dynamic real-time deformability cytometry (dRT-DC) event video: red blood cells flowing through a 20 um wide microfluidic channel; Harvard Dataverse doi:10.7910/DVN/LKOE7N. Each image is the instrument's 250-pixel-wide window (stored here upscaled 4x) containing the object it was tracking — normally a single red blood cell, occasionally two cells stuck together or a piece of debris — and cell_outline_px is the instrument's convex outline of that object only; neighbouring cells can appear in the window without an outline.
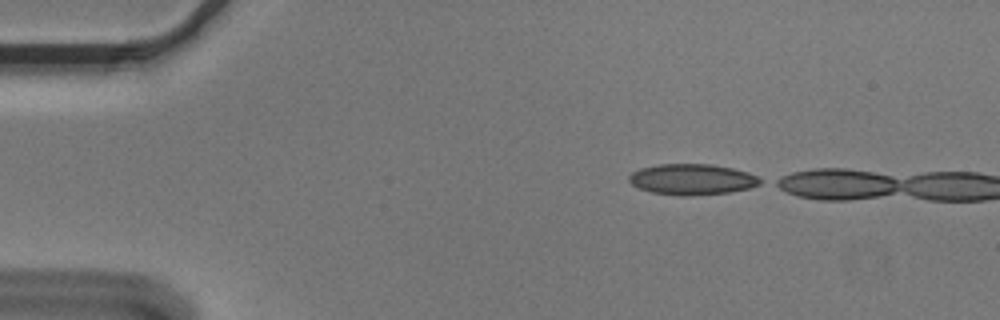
{"species": "Egyptian fruit bat (a non-hibernating species)", "species_latin": "Rousettus aegyptiacus", "temperature_condition": "cold", "stored_images_in_passage": 5, "camera_frame_rate_fps": 3000, "um_per_image_px": 0.085, "animal": {"sex": "male"}, "frame": {"image": 1, "passage_image": 1, "time_ms": 0.0, "image_size_px": [1000, 320], "cell_outline_px": [[764, 180], [760, 184], [748, 188], [728, 192], [688, 196], [680, 196], [652, 192], [640, 188], [632, 184], [628, 180], [628, 176], [632, 172], [640, 168], [660, 164], [712, 164], [732, 168], [748, 172]], "centroid_in_image_um": [58.82, 15.24], "position_along_channel_um": 26.2, "area_um2": 23.52}}